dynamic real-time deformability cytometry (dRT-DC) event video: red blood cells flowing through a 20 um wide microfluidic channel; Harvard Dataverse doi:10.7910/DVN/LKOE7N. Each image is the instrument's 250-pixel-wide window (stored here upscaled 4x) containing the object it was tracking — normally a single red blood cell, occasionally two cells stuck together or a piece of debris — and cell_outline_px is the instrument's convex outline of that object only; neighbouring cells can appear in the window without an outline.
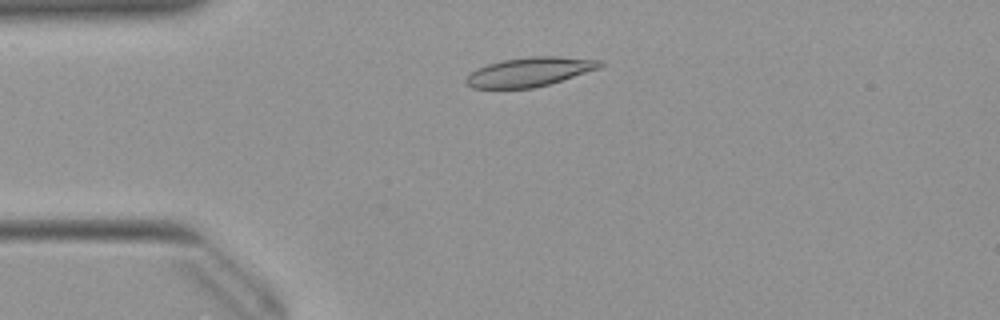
{"species": "Egyptian fruit bat (a non-hibernating species)", "species_latin": "Rousettus aegyptiacus", "temperature_condition": "warm", "stored_images_in_passage": 48, "camera_frame_rate_fps": 3000, "um_per_image_px": 0.085, "animal": {"sex": "female"}, "frame": {"image": 1, "passage_image": 9, "time_ms": 2.667, "image_size_px": [1000, 320], "cell_outline_px": [[604, 64], [600, 68], [548, 84], [532, 88], [472, 88], [464, 84], [464, 80], [476, 68], [488, 64], [504, 60], [528, 56], [560, 56], [604, 60]], "centroid_in_image_um": [45.02, 6.1], "position_along_channel_um": 40.0, "area_um2": 22.77}}
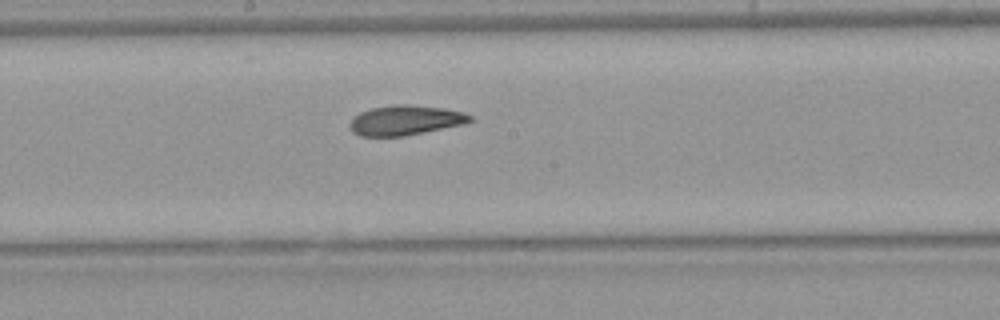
{"frame": {"image": 2, "passage_image": 24, "time_ms": 7.667, "image_size_px": [1000, 320], "cell_outline_px": [[472, 120], [464, 124], [404, 136], [360, 136], [352, 132], [348, 124], [360, 112], [372, 108], [396, 104], [404, 104], [444, 108], [464, 112], [472, 116]], "centroid_in_image_um": [34.45, 10.22], "position_along_channel_um": 213.7, "area_um2": 20.81}}
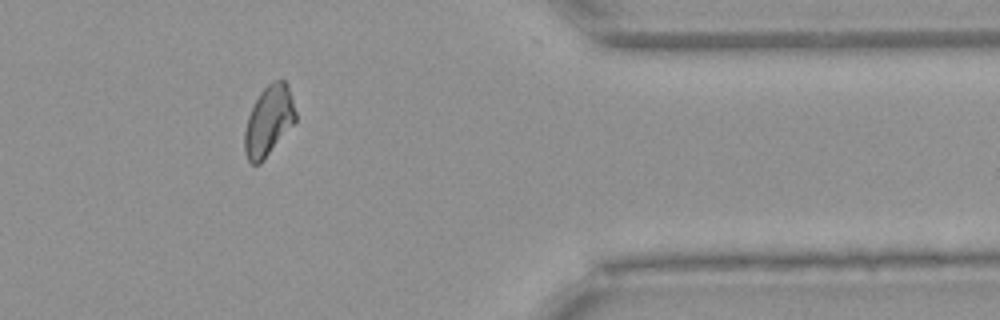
{"frame": {"image": 3, "passage_image": 39, "time_ms": 12.667, "image_size_px": [1000, 320], "cell_outline_px": [[296, 120], [260, 164], [252, 164], [248, 160], [244, 152], [244, 132], [248, 116], [260, 92], [272, 80], [284, 80], [288, 84], [296, 112]], "centroid_in_image_um": [22.83, 10.26], "position_along_channel_um": 388.6, "area_um2": 20.58}, "authors_computed_cell_mechanics": {"area_um2": 21.2415, "velocity_mm_per_s": 3.9595, "shape_relaxation_time_tau1_ms": null, "shape_relaxation_time_tau2_ms": 2.2369, "deformation_change_tau1": null, "deformation_change_tau2": 0.0757}}